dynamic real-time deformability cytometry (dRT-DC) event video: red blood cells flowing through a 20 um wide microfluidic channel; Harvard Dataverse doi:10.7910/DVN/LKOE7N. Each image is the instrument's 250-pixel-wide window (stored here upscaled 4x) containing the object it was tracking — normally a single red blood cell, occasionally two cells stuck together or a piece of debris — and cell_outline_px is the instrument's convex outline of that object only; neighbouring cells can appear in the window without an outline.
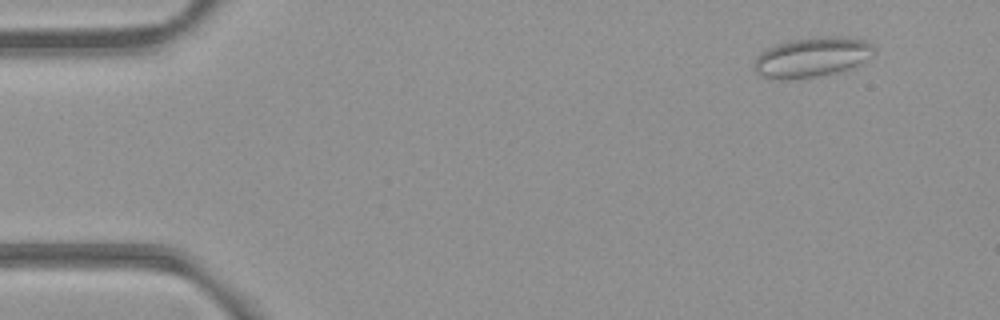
{"species": "common noctule bat (a hibernating species)", "species_latin": "Nyctalus noctula", "temperature_condition": "room temperature", "stored_images_in_passage": 50, "camera_frame_rate_fps": 3000, "um_per_image_px": 0.085, "animal": {"sex": "female", "body_mass_g": 21.9}, "frame": {"image": 1, "passage_image": 2, "time_ms": 0.333, "image_size_px": [1000, 320], "cell_outline_px": [[876, 52], [864, 60], [848, 68], [836, 72], [816, 76], [760, 76], [756, 72], [756, 56], [768, 48], [776, 44], [788, 40], [828, 36], [848, 36], [864, 40], [872, 44], [876, 48]], "centroid_in_image_um": [69.1, 4.78], "position_along_channel_um": 15.9, "area_um2": 26.76}}
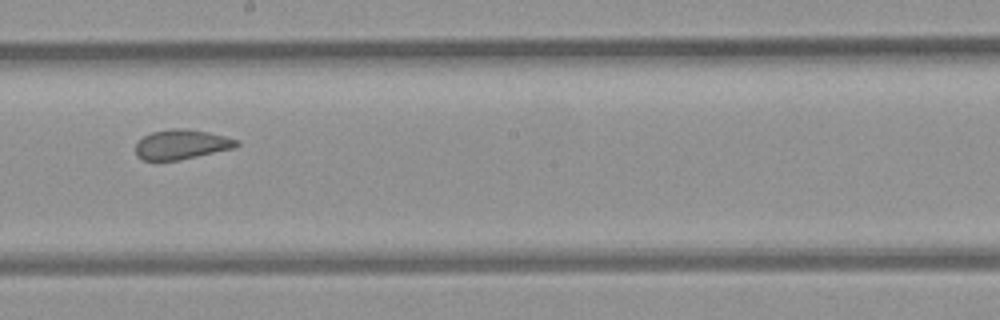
{"frame": {"image": 2, "passage_image": 27, "time_ms": 8.667, "image_size_px": [1000, 320], "cell_outline_px": [[240, 144], [232, 148], [180, 160], [144, 160], [136, 156], [136, 144], [144, 136], [152, 132], [172, 128], [188, 128], [208, 132], [240, 140]], "centroid_in_image_um": [15.43, 12.27], "position_along_channel_um": 232.8, "area_um2": 17.4}}
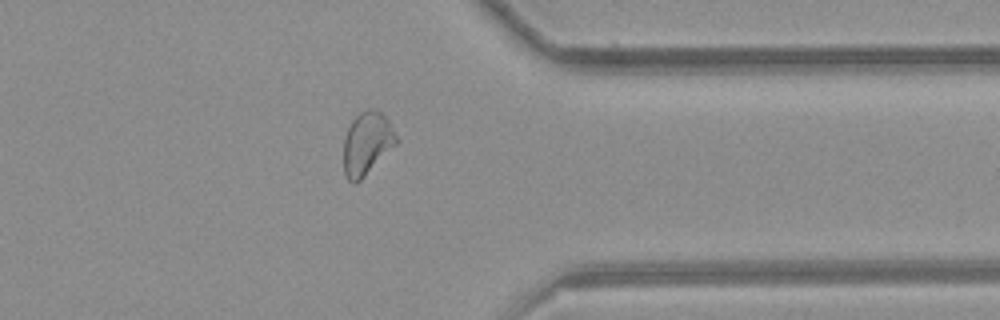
{"frame": {"image": 3, "passage_image": 39, "time_ms": 12.667, "image_size_px": [1000, 320], "cell_outline_px": [[396, 144], [356, 184], [352, 184], [348, 180], [344, 172], [344, 140], [348, 128], [352, 120], [360, 112], [368, 108], [372, 108], [380, 112], [388, 120], [396, 136]], "centroid_in_image_um": [31.16, 12.19], "position_along_channel_um": 380.2, "area_um2": 18.96}, "authors_computed_cell_mechanics": {"area_um2": 19.6231, "velocity_mm_per_s": 3.9235, "shape_relaxation_time_tau1_ms": null, "shape_relaxation_time_tau2_ms": 1.1594, "deformation_change_tau1": null, "deformation_change_tau2": 0.0729}}